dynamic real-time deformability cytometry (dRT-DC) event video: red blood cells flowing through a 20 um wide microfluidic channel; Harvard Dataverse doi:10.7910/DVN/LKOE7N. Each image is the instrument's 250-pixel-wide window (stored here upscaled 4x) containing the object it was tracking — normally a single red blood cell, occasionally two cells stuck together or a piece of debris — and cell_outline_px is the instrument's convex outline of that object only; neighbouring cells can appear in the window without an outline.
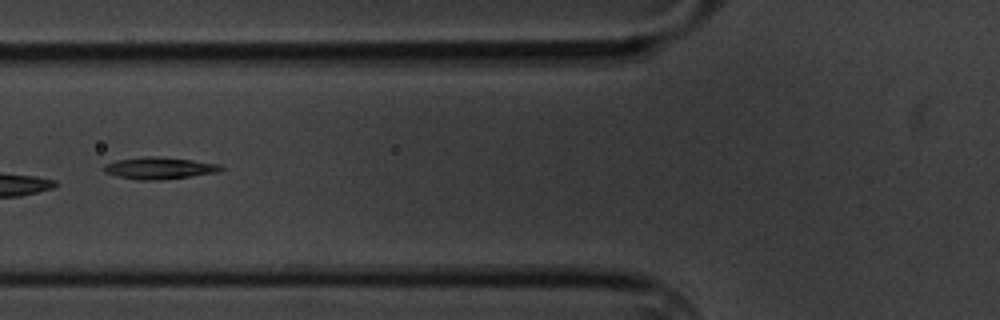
{"species": "common noctule bat (a hibernating species)", "species_latin": "Nyctalus noctula", "temperature_condition": "cold", "stored_images_in_passage": 16, "camera_frame_rate_fps": 3000, "um_per_image_px": 0.085, "animal": {"sex": "male", "body_mass_g": 20.1, "forearm_length_mm": 53.5}, "frame": {"image": 1, "passage_image": 7, "time_ms": 7.667, "image_size_px": [1000, 320], "cell_outline_px": [[224, 168], [220, 172], [160, 180], [140, 180], [116, 176], [104, 172], [104, 164], [116, 160], [144, 156], [152, 156], [192, 160], [220, 164]], "centroid_in_image_um": [13.54, 14.29], "position_along_channel_um": 112.3, "area_um2": 14.91}}
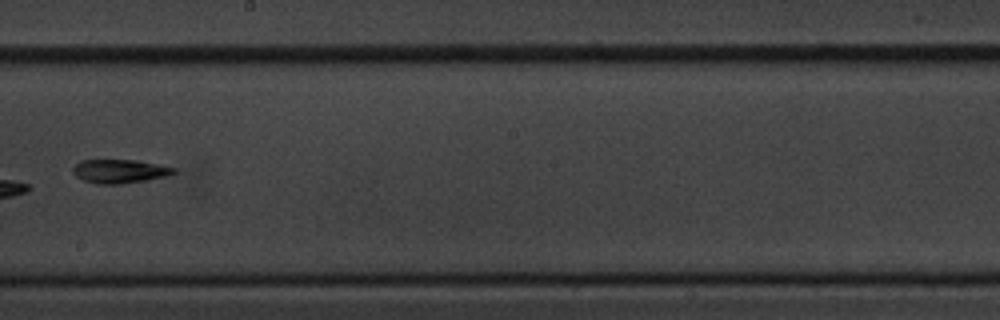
{"frame": {"image": 2, "passage_image": 10, "time_ms": 11.333, "image_size_px": [1000, 320], "cell_outline_px": [[176, 172], [168, 176], [148, 180], [120, 184], [96, 184], [84, 180], [76, 176], [72, 172], [72, 168], [80, 160], [136, 160], [176, 168]], "centroid_in_image_um": [10.17, 14.56], "position_along_channel_um": 238.0, "area_um2": 13.99}, "authors_computed_cell_mechanics": {"area_um2": 19.9699, "velocity_mm_per_s": 3.4178, "shape_relaxation_time_tau1_ms": 8.3568, "shape_relaxation_time_tau2_ms": null, "deformation_change_tau1": 0.1405, "deformation_change_tau2": null}}